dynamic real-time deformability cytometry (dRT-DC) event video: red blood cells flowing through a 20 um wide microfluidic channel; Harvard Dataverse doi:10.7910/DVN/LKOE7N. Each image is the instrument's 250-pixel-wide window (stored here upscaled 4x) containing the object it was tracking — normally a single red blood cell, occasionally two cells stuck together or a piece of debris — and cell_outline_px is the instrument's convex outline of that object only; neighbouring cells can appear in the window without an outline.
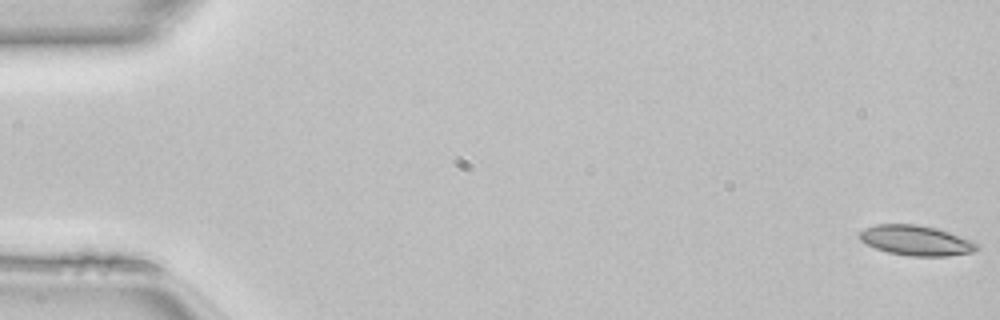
{"species": "common noctule bat (a hibernating species)", "species_latin": "Nyctalus noctula", "temperature_condition": "room temperature", "stored_images_in_passage": 14, "camera_frame_rate_fps": 3000, "um_per_image_px": 0.085, "animal": {"sex": "female", "body_mass_g": 22.7, "forearm_length_mm": 54.2}, "frame": {"image": 1, "passage_image": 1, "time_ms": 0.0, "image_size_px": [1000, 320], "cell_outline_px": [[980, 248], [976, 252], [948, 256], [908, 256], [888, 252], [876, 248], [860, 240], [860, 232], [876, 224], [916, 224], [936, 228], [972, 240]], "centroid_in_image_um": [77.92, 20.45], "position_along_channel_um": 7.1, "area_um2": 20.46}}
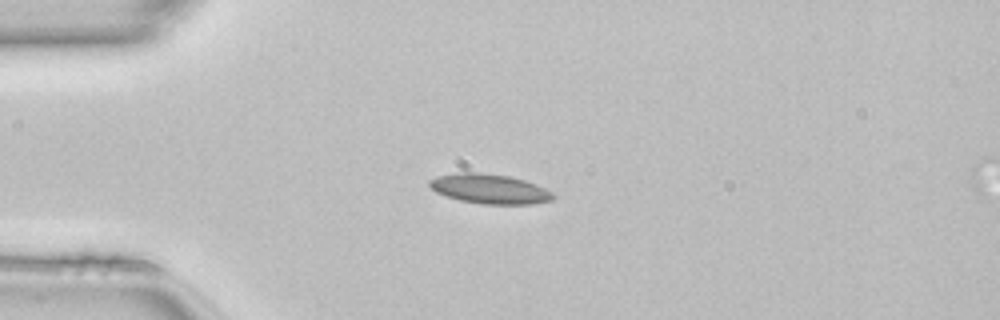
{"frame": {"image": 2, "passage_image": 13, "time_ms": 4.0, "image_size_px": [1000, 320], "cell_outline_px": [[556, 196], [552, 200], [532, 204], [480, 204], [460, 200], [444, 196], [436, 192], [428, 184], [428, 180], [436, 176], [460, 172], [476, 172], [508, 176], [524, 180], [536, 184], [552, 192]], "centroid_in_image_um": [41.59, 16.06], "position_along_channel_um": 43.4, "area_um2": 21.44}}